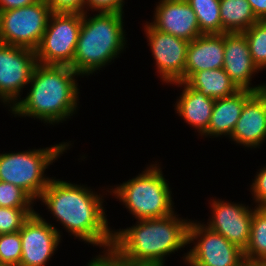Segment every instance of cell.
Instances as JSON below:
<instances>
[{"label":"cell","mask_w":266,"mask_h":266,"mask_svg":"<svg viewBox=\"0 0 266 266\" xmlns=\"http://www.w3.org/2000/svg\"><path fill=\"white\" fill-rule=\"evenodd\" d=\"M91 190L85 185L52 178L38 200L68 233L85 243L107 249L112 246L113 230L108 226L103 196Z\"/></svg>","instance_id":"cell-1"},{"label":"cell","mask_w":266,"mask_h":266,"mask_svg":"<svg viewBox=\"0 0 266 266\" xmlns=\"http://www.w3.org/2000/svg\"><path fill=\"white\" fill-rule=\"evenodd\" d=\"M75 76L80 77L68 65L38 63L29 82V93L14 105L11 113L52 125L66 121L78 107L80 92Z\"/></svg>","instance_id":"cell-2"},{"label":"cell","mask_w":266,"mask_h":266,"mask_svg":"<svg viewBox=\"0 0 266 266\" xmlns=\"http://www.w3.org/2000/svg\"><path fill=\"white\" fill-rule=\"evenodd\" d=\"M188 220L179 218L175 212L161 218L138 220L129 228L113 231L111 248L129 261L165 266L166 256L188 245Z\"/></svg>","instance_id":"cell-3"},{"label":"cell","mask_w":266,"mask_h":266,"mask_svg":"<svg viewBox=\"0 0 266 266\" xmlns=\"http://www.w3.org/2000/svg\"><path fill=\"white\" fill-rule=\"evenodd\" d=\"M82 14V24L73 62L70 67L80 76H88L108 65L126 47L123 14L97 12Z\"/></svg>","instance_id":"cell-4"},{"label":"cell","mask_w":266,"mask_h":266,"mask_svg":"<svg viewBox=\"0 0 266 266\" xmlns=\"http://www.w3.org/2000/svg\"><path fill=\"white\" fill-rule=\"evenodd\" d=\"M159 164H151L135 178L111 191L136 220L161 218L174 213L172 191Z\"/></svg>","instance_id":"cell-5"},{"label":"cell","mask_w":266,"mask_h":266,"mask_svg":"<svg viewBox=\"0 0 266 266\" xmlns=\"http://www.w3.org/2000/svg\"><path fill=\"white\" fill-rule=\"evenodd\" d=\"M69 146L68 142H62L43 149L0 154V181L20 187L37 200L52 179L46 177L45 170Z\"/></svg>","instance_id":"cell-6"},{"label":"cell","mask_w":266,"mask_h":266,"mask_svg":"<svg viewBox=\"0 0 266 266\" xmlns=\"http://www.w3.org/2000/svg\"><path fill=\"white\" fill-rule=\"evenodd\" d=\"M52 14L46 0L0 11V42L36 50Z\"/></svg>","instance_id":"cell-7"},{"label":"cell","mask_w":266,"mask_h":266,"mask_svg":"<svg viewBox=\"0 0 266 266\" xmlns=\"http://www.w3.org/2000/svg\"><path fill=\"white\" fill-rule=\"evenodd\" d=\"M82 24L80 13H52L42 40L35 50L42 65H68L73 62Z\"/></svg>","instance_id":"cell-8"},{"label":"cell","mask_w":266,"mask_h":266,"mask_svg":"<svg viewBox=\"0 0 266 266\" xmlns=\"http://www.w3.org/2000/svg\"><path fill=\"white\" fill-rule=\"evenodd\" d=\"M192 241L195 245L183 256L187 265L245 266L246 264L243 250L199 221L189 223L188 244L193 243Z\"/></svg>","instance_id":"cell-9"},{"label":"cell","mask_w":266,"mask_h":266,"mask_svg":"<svg viewBox=\"0 0 266 266\" xmlns=\"http://www.w3.org/2000/svg\"><path fill=\"white\" fill-rule=\"evenodd\" d=\"M37 64L35 50L0 42V101L10 110L21 100Z\"/></svg>","instance_id":"cell-10"},{"label":"cell","mask_w":266,"mask_h":266,"mask_svg":"<svg viewBox=\"0 0 266 266\" xmlns=\"http://www.w3.org/2000/svg\"><path fill=\"white\" fill-rule=\"evenodd\" d=\"M144 31L162 82H185L186 56L189 41L156 29L146 22Z\"/></svg>","instance_id":"cell-11"},{"label":"cell","mask_w":266,"mask_h":266,"mask_svg":"<svg viewBox=\"0 0 266 266\" xmlns=\"http://www.w3.org/2000/svg\"><path fill=\"white\" fill-rule=\"evenodd\" d=\"M19 233L22 245L20 266H45L61 241L60 230L37 212L23 223Z\"/></svg>","instance_id":"cell-12"},{"label":"cell","mask_w":266,"mask_h":266,"mask_svg":"<svg viewBox=\"0 0 266 266\" xmlns=\"http://www.w3.org/2000/svg\"><path fill=\"white\" fill-rule=\"evenodd\" d=\"M212 218L207 222L210 230L223 235L232 244L245 250L251 233L253 210L249 206L213 199L210 202Z\"/></svg>","instance_id":"cell-13"},{"label":"cell","mask_w":266,"mask_h":266,"mask_svg":"<svg viewBox=\"0 0 266 266\" xmlns=\"http://www.w3.org/2000/svg\"><path fill=\"white\" fill-rule=\"evenodd\" d=\"M223 69L239 89L253 92L266 89V84L251 87L252 76L260 70L252 60L248 41L243 33H224Z\"/></svg>","instance_id":"cell-14"},{"label":"cell","mask_w":266,"mask_h":266,"mask_svg":"<svg viewBox=\"0 0 266 266\" xmlns=\"http://www.w3.org/2000/svg\"><path fill=\"white\" fill-rule=\"evenodd\" d=\"M151 24L158 30L189 42L202 35L196 14L186 0H160Z\"/></svg>","instance_id":"cell-15"},{"label":"cell","mask_w":266,"mask_h":266,"mask_svg":"<svg viewBox=\"0 0 266 266\" xmlns=\"http://www.w3.org/2000/svg\"><path fill=\"white\" fill-rule=\"evenodd\" d=\"M229 139L253 149L266 140V89L255 92L245 102Z\"/></svg>","instance_id":"cell-16"},{"label":"cell","mask_w":266,"mask_h":266,"mask_svg":"<svg viewBox=\"0 0 266 266\" xmlns=\"http://www.w3.org/2000/svg\"><path fill=\"white\" fill-rule=\"evenodd\" d=\"M224 33L202 34L189 42L186 56L185 81L202 70L223 68Z\"/></svg>","instance_id":"cell-17"},{"label":"cell","mask_w":266,"mask_h":266,"mask_svg":"<svg viewBox=\"0 0 266 266\" xmlns=\"http://www.w3.org/2000/svg\"><path fill=\"white\" fill-rule=\"evenodd\" d=\"M254 93L250 90L240 89L233 95L215 99L208 129L202 135L210 138L223 135L230 138L245 102Z\"/></svg>","instance_id":"cell-18"},{"label":"cell","mask_w":266,"mask_h":266,"mask_svg":"<svg viewBox=\"0 0 266 266\" xmlns=\"http://www.w3.org/2000/svg\"><path fill=\"white\" fill-rule=\"evenodd\" d=\"M171 84L178 87L182 86L184 89L179 97L180 99L178 98L175 103L176 113L202 136L208 129L215 99L190 87L186 82L178 81Z\"/></svg>","instance_id":"cell-19"},{"label":"cell","mask_w":266,"mask_h":266,"mask_svg":"<svg viewBox=\"0 0 266 266\" xmlns=\"http://www.w3.org/2000/svg\"><path fill=\"white\" fill-rule=\"evenodd\" d=\"M185 82L213 99L224 98L240 90L223 68L193 73Z\"/></svg>","instance_id":"cell-20"},{"label":"cell","mask_w":266,"mask_h":266,"mask_svg":"<svg viewBox=\"0 0 266 266\" xmlns=\"http://www.w3.org/2000/svg\"><path fill=\"white\" fill-rule=\"evenodd\" d=\"M222 33L244 32L259 21L247 0H220Z\"/></svg>","instance_id":"cell-21"},{"label":"cell","mask_w":266,"mask_h":266,"mask_svg":"<svg viewBox=\"0 0 266 266\" xmlns=\"http://www.w3.org/2000/svg\"><path fill=\"white\" fill-rule=\"evenodd\" d=\"M243 252L246 263H266V208L255 206L249 242Z\"/></svg>","instance_id":"cell-22"},{"label":"cell","mask_w":266,"mask_h":266,"mask_svg":"<svg viewBox=\"0 0 266 266\" xmlns=\"http://www.w3.org/2000/svg\"><path fill=\"white\" fill-rule=\"evenodd\" d=\"M191 6L202 34H222L220 0H186Z\"/></svg>","instance_id":"cell-23"},{"label":"cell","mask_w":266,"mask_h":266,"mask_svg":"<svg viewBox=\"0 0 266 266\" xmlns=\"http://www.w3.org/2000/svg\"><path fill=\"white\" fill-rule=\"evenodd\" d=\"M242 33L248 41L254 64L263 70L266 68V20L257 21Z\"/></svg>","instance_id":"cell-24"},{"label":"cell","mask_w":266,"mask_h":266,"mask_svg":"<svg viewBox=\"0 0 266 266\" xmlns=\"http://www.w3.org/2000/svg\"><path fill=\"white\" fill-rule=\"evenodd\" d=\"M35 212L33 207H0V234L20 231L23 223Z\"/></svg>","instance_id":"cell-25"},{"label":"cell","mask_w":266,"mask_h":266,"mask_svg":"<svg viewBox=\"0 0 266 266\" xmlns=\"http://www.w3.org/2000/svg\"><path fill=\"white\" fill-rule=\"evenodd\" d=\"M21 256L22 245L19 231L0 234V264L19 265Z\"/></svg>","instance_id":"cell-26"},{"label":"cell","mask_w":266,"mask_h":266,"mask_svg":"<svg viewBox=\"0 0 266 266\" xmlns=\"http://www.w3.org/2000/svg\"><path fill=\"white\" fill-rule=\"evenodd\" d=\"M34 200L20 187L0 181V207H33Z\"/></svg>","instance_id":"cell-27"},{"label":"cell","mask_w":266,"mask_h":266,"mask_svg":"<svg viewBox=\"0 0 266 266\" xmlns=\"http://www.w3.org/2000/svg\"><path fill=\"white\" fill-rule=\"evenodd\" d=\"M103 251V255L99 254L93 258V260L89 261L87 266H148L123 258L111 247Z\"/></svg>","instance_id":"cell-28"},{"label":"cell","mask_w":266,"mask_h":266,"mask_svg":"<svg viewBox=\"0 0 266 266\" xmlns=\"http://www.w3.org/2000/svg\"><path fill=\"white\" fill-rule=\"evenodd\" d=\"M52 13H85V0H46Z\"/></svg>","instance_id":"cell-29"},{"label":"cell","mask_w":266,"mask_h":266,"mask_svg":"<svg viewBox=\"0 0 266 266\" xmlns=\"http://www.w3.org/2000/svg\"><path fill=\"white\" fill-rule=\"evenodd\" d=\"M256 207L266 208V166L261 168L252 182L251 188ZM258 203V204H257Z\"/></svg>","instance_id":"cell-30"},{"label":"cell","mask_w":266,"mask_h":266,"mask_svg":"<svg viewBox=\"0 0 266 266\" xmlns=\"http://www.w3.org/2000/svg\"><path fill=\"white\" fill-rule=\"evenodd\" d=\"M124 0H85V12L89 9L98 12L123 13Z\"/></svg>","instance_id":"cell-31"},{"label":"cell","mask_w":266,"mask_h":266,"mask_svg":"<svg viewBox=\"0 0 266 266\" xmlns=\"http://www.w3.org/2000/svg\"><path fill=\"white\" fill-rule=\"evenodd\" d=\"M39 0H0V11L29 6Z\"/></svg>","instance_id":"cell-32"},{"label":"cell","mask_w":266,"mask_h":266,"mask_svg":"<svg viewBox=\"0 0 266 266\" xmlns=\"http://www.w3.org/2000/svg\"><path fill=\"white\" fill-rule=\"evenodd\" d=\"M259 21L266 20V0H247Z\"/></svg>","instance_id":"cell-33"},{"label":"cell","mask_w":266,"mask_h":266,"mask_svg":"<svg viewBox=\"0 0 266 266\" xmlns=\"http://www.w3.org/2000/svg\"><path fill=\"white\" fill-rule=\"evenodd\" d=\"M251 266H266V263H251Z\"/></svg>","instance_id":"cell-34"},{"label":"cell","mask_w":266,"mask_h":266,"mask_svg":"<svg viewBox=\"0 0 266 266\" xmlns=\"http://www.w3.org/2000/svg\"><path fill=\"white\" fill-rule=\"evenodd\" d=\"M0 266H20V265H15V264H0Z\"/></svg>","instance_id":"cell-35"},{"label":"cell","mask_w":266,"mask_h":266,"mask_svg":"<svg viewBox=\"0 0 266 266\" xmlns=\"http://www.w3.org/2000/svg\"><path fill=\"white\" fill-rule=\"evenodd\" d=\"M245 266H251V263H246Z\"/></svg>","instance_id":"cell-36"}]
</instances>
